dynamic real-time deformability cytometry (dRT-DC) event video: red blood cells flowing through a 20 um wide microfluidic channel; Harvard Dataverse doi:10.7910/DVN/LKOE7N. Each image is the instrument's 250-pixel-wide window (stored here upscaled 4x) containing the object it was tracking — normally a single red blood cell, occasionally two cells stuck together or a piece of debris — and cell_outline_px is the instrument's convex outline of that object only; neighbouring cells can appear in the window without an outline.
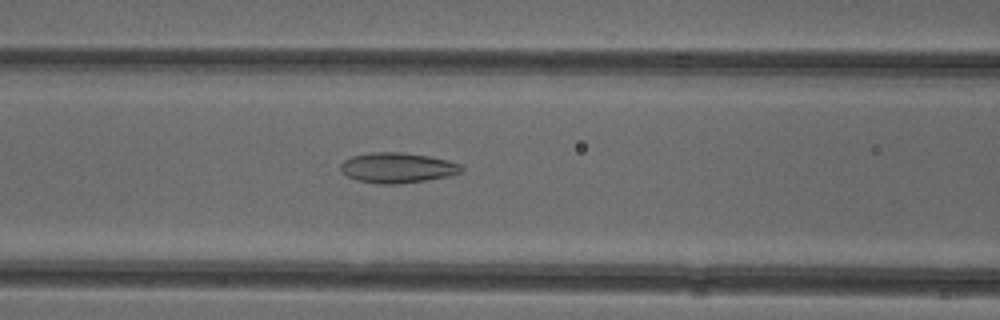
{"species": "common noctule bat (a hibernating species)", "species_latin": "Nyctalus noctula", "temperature_condition": "cold", "stored_images_in_passage": 51, "camera_frame_rate_fps": 3000, "um_per_image_px": 0.085, "animal": {"sex": "female"}, "frame": {"image": 1, "passage_image": 21, "time_ms": 6.667, "image_size_px": [1000, 320], "cell_outline_px": [[464, 168], [460, 172], [448, 176], [424, 180], [396, 184], [380, 184], [356, 180], [348, 176], [340, 168], [340, 164], [344, 160], [352, 156], [372, 152], [404, 152], [428, 156], [448, 160], [460, 164]], "centroid_in_image_um": [33.77, 14.25], "position_along_channel_um": 132.8, "area_um2": 21.15}}
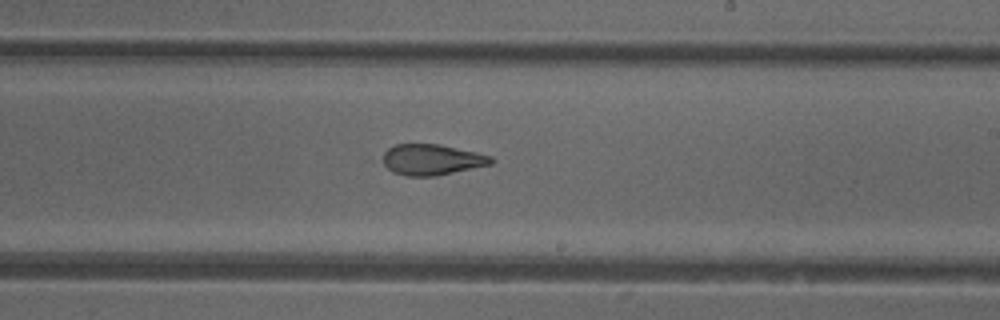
{"frame": {"image": 2, "passage_image": 30, "time_ms": 9.667, "image_size_px": [1000, 320], "cell_outline_px": [[496, 160], [492, 164], [436, 176], [408, 176], [392, 172], [384, 164], [384, 152], [388, 148], [396, 144], [440, 144], [476, 152], [492, 156]], "centroid_in_image_um": [36.74, 13.57], "position_along_channel_um": 252.3, "area_um2": 19.48}}
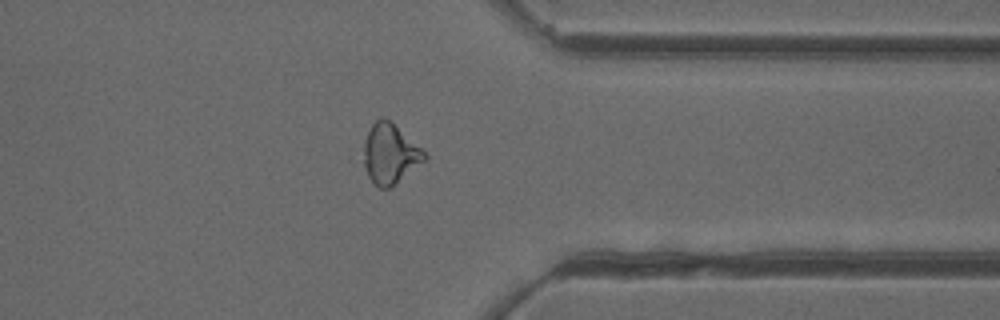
{"frame": {"image": 3, "passage_image": 40, "time_ms": 13.0, "image_size_px": [1000, 320], "cell_outline_px": [[428, 156], [424, 160], [388, 188], [380, 188], [368, 176], [364, 164], [364, 144], [368, 132], [372, 124], [380, 116], [384, 116], [420, 148]], "centroid_in_image_um": [33.11, 13.05], "position_along_channel_um": 378.3, "area_um2": 20.29}, "authors_computed_cell_mechanics": {"area_um2": 23.1778, "velocity_mm_per_s": 3.988, "shape_relaxation_time_tau1_ms": null, "shape_relaxation_time_tau2_ms": 3.5795, "deformation_change_tau1": null, "deformation_change_tau2": 0.1231}}